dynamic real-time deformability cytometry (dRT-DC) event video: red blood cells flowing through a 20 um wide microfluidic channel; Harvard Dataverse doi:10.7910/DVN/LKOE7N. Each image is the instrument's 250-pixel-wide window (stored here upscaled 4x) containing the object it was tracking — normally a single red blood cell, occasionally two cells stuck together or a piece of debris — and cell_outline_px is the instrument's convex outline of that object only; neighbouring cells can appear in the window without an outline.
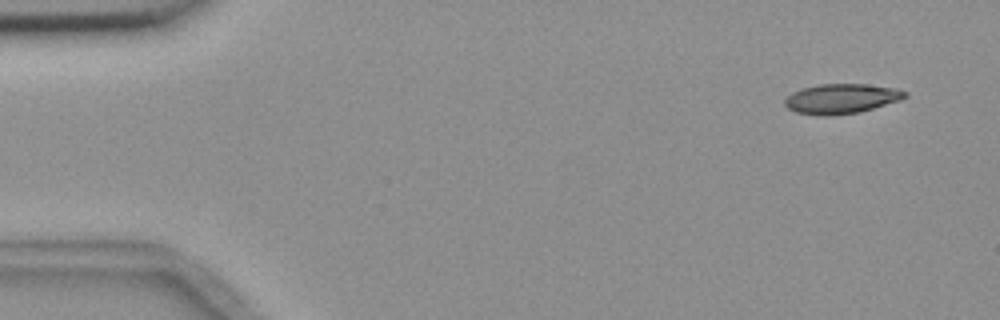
{"species": "common noctule bat (a hibernating species)", "species_latin": "Nyctalus noctula", "temperature_condition": "room temperature", "stored_images_in_passage": 5, "camera_frame_rate_fps": 3000, "um_per_image_px": 0.085, "animal": {"sex": "female", "body_mass_g": 18.4}, "frame": {"image": 1, "passage_image": 1, "time_ms": 0.0, "image_size_px": [1000, 320], "cell_outline_px": [[908, 96], [900, 100], [860, 112], [832, 116], [820, 116], [796, 112], [788, 108], [784, 104], [784, 100], [792, 92], [804, 88], [820, 84], [864, 84], [896, 88], [908, 92]], "centroid_in_image_um": [71.53, 8.4], "position_along_channel_um": 13.5, "area_um2": 20.92}}
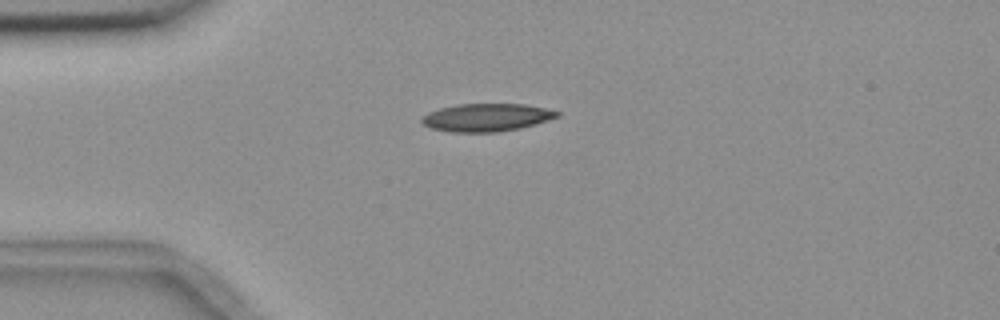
{"frame": {"image": 2, "passage_image": 4, "time_ms": 3.333, "image_size_px": [1000, 320], "cell_outline_px": [[560, 116], [536, 124], [520, 128], [496, 132], [452, 132], [432, 128], [424, 124], [420, 120], [428, 112], [440, 108], [456, 104], [524, 104], [544, 108], [560, 112]], "centroid_in_image_um": [41.36, 9.98], "position_along_channel_um": 43.6, "area_um2": 21.85}}